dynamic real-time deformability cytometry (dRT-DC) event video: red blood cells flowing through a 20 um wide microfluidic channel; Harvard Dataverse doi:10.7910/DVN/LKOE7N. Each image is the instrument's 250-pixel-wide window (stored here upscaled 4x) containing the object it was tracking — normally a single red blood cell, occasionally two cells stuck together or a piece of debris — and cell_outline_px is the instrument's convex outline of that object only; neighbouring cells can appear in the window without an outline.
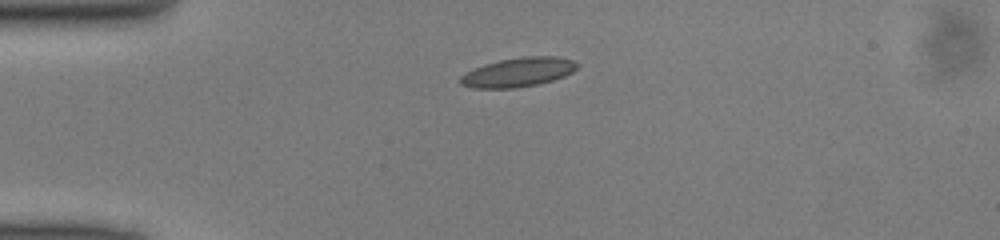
{"species": "common noctule bat (a hibernating species)", "species_latin": "Nyctalus noctula", "temperature_condition": "cold", "stored_images_in_passage": 38, "camera_frame_rate_fps": 3000, "um_per_image_px": 0.085, "animal": {"sex": "male", "body_mass_g": 13.0, "forearm_length_mm": 53.1}, "frame": {"image": 1, "passage_image": 1, "time_ms": 0.0, "image_size_px": [1000, 240], "cell_outline_px": [[580, 64], [572, 72], [564, 76], [552, 80], [536, 84], [516, 88], [472, 88], [460, 84], [460, 76], [464, 72], [484, 64], [500, 60], [524, 56], [560, 56], [572, 60]], "centroid_in_image_um": [44.03, 6.13], "position_along_channel_um": 41.0, "area_um2": 19.94}}
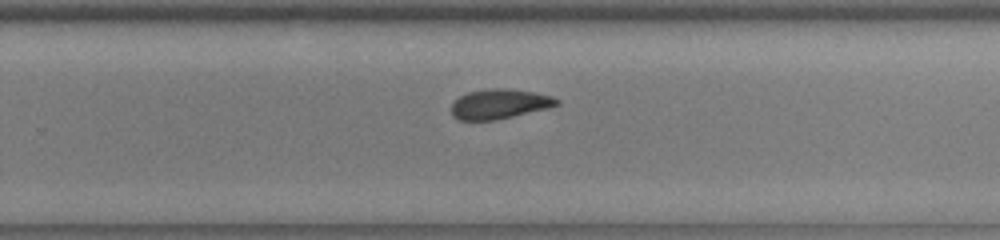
{"frame": {"image": 2, "passage_image": 21, "time_ms": 6.667, "image_size_px": [1000, 240], "cell_outline_px": [[560, 104], [548, 108], [496, 120], [456, 120], [452, 116], [452, 104], [460, 96], [468, 92], [488, 88], [504, 88], [532, 92], [552, 96], [560, 100]], "centroid_in_image_um": [42.45, 8.84], "position_along_channel_um": 287.4, "area_um2": 18.26}}
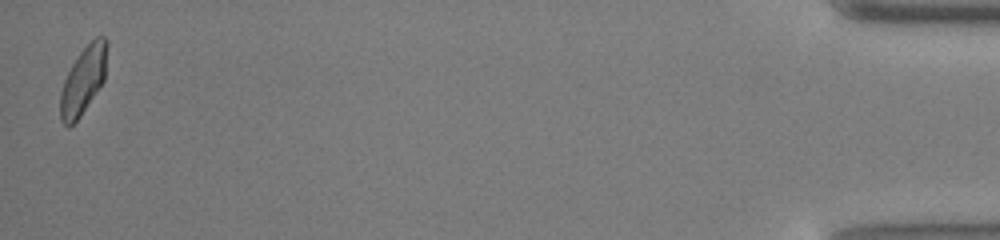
{"frame": {"image": 3, "passage_image": 38, "time_ms": 12.333, "image_size_px": [1000, 240], "cell_outline_px": [[108, 44], [104, 80], [80, 116], [68, 128], [60, 120], [60, 92], [64, 80], [72, 64], [80, 52], [96, 36], [104, 36], [108, 40]], "centroid_in_image_um": [7.08, 6.81], "position_along_channel_um": 428.1, "area_um2": 18.26}}